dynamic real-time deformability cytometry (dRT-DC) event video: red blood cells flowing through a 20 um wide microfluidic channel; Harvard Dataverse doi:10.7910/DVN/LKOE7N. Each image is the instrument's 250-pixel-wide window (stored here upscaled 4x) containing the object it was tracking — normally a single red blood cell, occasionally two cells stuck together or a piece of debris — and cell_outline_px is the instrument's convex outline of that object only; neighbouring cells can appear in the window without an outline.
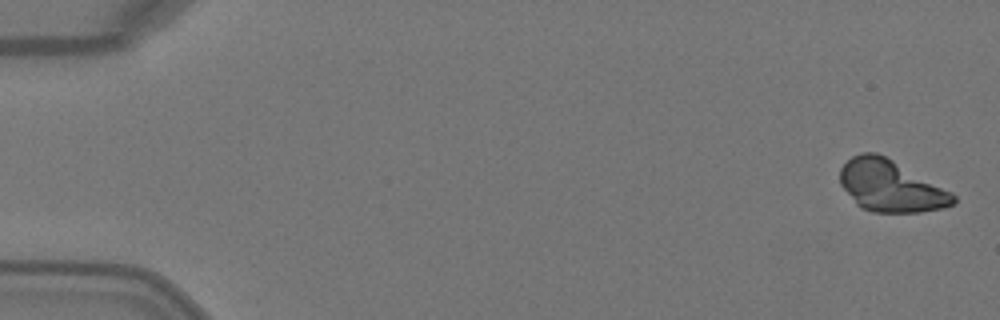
{"species": "Egyptian fruit bat (a non-hibernating species)", "species_latin": "Rousettus aegyptiacus", "temperature_condition": "warm", "stored_images_in_passage": 4, "camera_frame_rate_fps": 3000, "um_per_image_px": 0.085, "animal": {"sex": "female"}, "frame": {"image": 1, "passage_image": 1, "time_ms": 0.0, "image_size_px": [1000, 320], "cell_outline_px": [[956, 200], [952, 204], [944, 208], [920, 212], [872, 212], [860, 208], [856, 204], [840, 184], [840, 168], [852, 156], [860, 152], [876, 152], [892, 160], [952, 192], [956, 196]], "centroid_in_image_um": [75.68, 15.82], "position_along_channel_um": 9.3, "area_um2": 33.81}}